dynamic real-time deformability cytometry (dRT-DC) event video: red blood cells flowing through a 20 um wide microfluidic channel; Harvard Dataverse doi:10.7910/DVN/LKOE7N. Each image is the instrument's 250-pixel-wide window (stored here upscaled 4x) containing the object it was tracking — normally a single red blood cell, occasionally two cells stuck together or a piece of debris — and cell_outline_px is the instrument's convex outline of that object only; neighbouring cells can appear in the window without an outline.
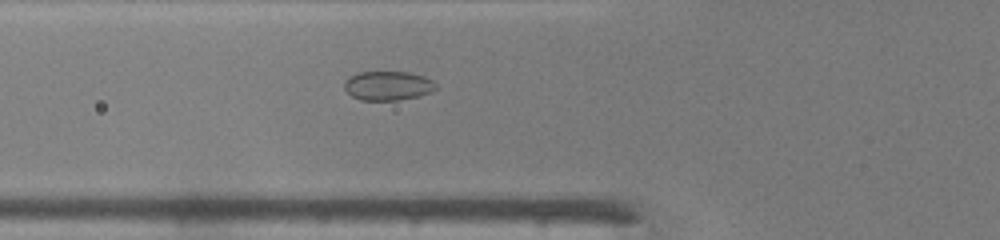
{"species": "common noctule bat (a hibernating species)", "species_latin": "Nyctalus noctula", "temperature_condition": "warm", "stored_images_in_passage": 33, "camera_frame_rate_fps": 3000, "um_per_image_px": 0.085, "animal": {"sex": "male", "body_mass_g": 19.0, "forearm_length_mm": 50.8}, "frame": {"image": 1, "passage_image": 4, "time_ms": 1.0, "image_size_px": [1000, 240], "cell_outline_px": [[436, 88], [432, 92], [416, 96], [396, 100], [360, 100], [352, 96], [344, 88], [344, 80], [348, 76], [360, 72], [408, 72], [424, 76], [432, 80], [436, 84]], "centroid_in_image_um": [32.95, 7.28], "position_along_channel_um": 92.9, "area_um2": 15.55}}
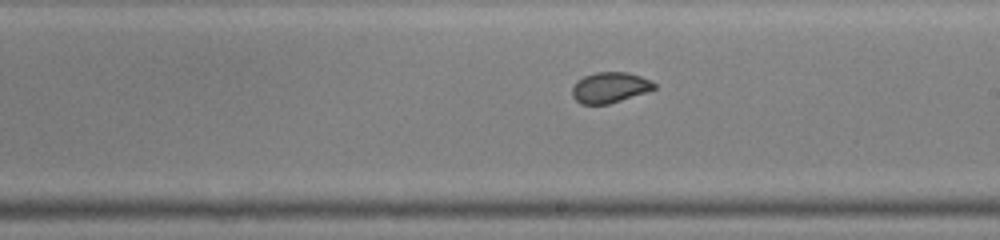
{"frame": {"image": 2, "passage_image": 14, "time_ms": 4.333, "image_size_px": [1000, 240], "cell_outline_px": [[656, 88], [608, 104], [580, 104], [572, 96], [572, 88], [576, 80], [584, 76], [596, 72], [628, 72], [652, 80], [656, 84]], "centroid_in_image_um": [51.81, 7.42], "position_along_channel_um": 237.2, "area_um2": 14.57}}
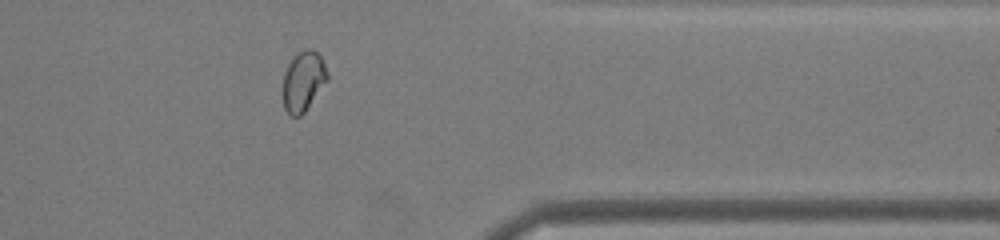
{"frame": {"image": 3, "passage_image": 25, "time_ms": 8.0, "image_size_px": [1000, 240], "cell_outline_px": [[328, 80], [304, 112], [300, 116], [292, 116], [284, 108], [284, 72], [288, 64], [304, 48], [312, 48], [320, 56], [324, 64], [328, 76]], "centroid_in_image_um": [25.79, 6.9], "position_along_channel_um": 385.6, "area_um2": 15.14}}